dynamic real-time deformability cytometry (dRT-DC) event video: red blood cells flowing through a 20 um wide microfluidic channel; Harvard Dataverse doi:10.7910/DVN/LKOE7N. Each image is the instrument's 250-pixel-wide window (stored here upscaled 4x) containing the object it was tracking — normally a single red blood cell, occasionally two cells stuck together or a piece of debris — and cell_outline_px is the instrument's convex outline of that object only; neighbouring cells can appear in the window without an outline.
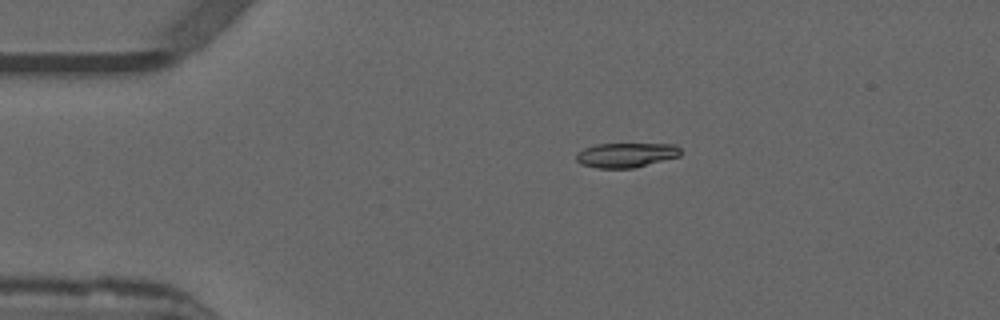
{"species": "common noctule bat (a hibernating species)", "species_latin": "Nyctalus noctula", "temperature_condition": "warm", "stored_images_in_passage": 37, "camera_frame_rate_fps": 3000, "um_per_image_px": 0.085, "animal": {"sex": "male", "forearm_length_mm": 52.5}, "frame": {"image": 1, "passage_image": 1, "time_ms": 0.0, "image_size_px": [1000, 320], "cell_outline_px": [[680, 156], [632, 168], [596, 168], [580, 164], [576, 160], [576, 152], [584, 148], [596, 144], [676, 144], [680, 148]], "centroid_in_image_um": [53.18, 13.17], "position_along_channel_um": 31.8, "area_um2": 14.97}}
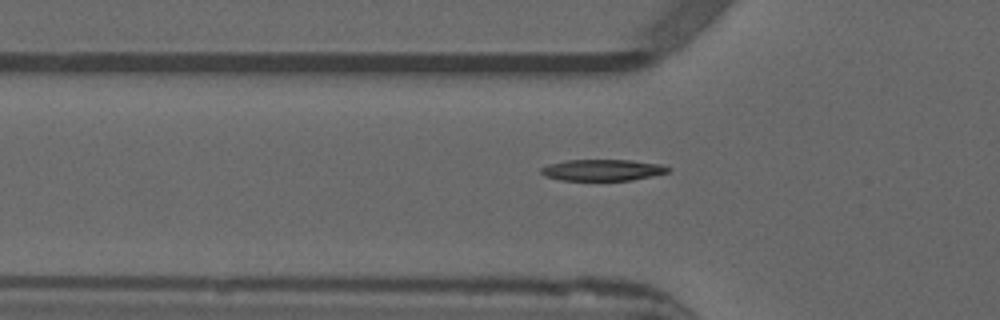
{"frame": {"image": 2, "passage_image": 8, "time_ms": 2.333, "image_size_px": [1000, 320], "cell_outline_px": [[672, 168], [668, 172], [652, 176], [632, 180], [560, 180], [544, 176], [540, 172], [540, 168], [548, 164], [568, 160], [632, 160], [660, 164]], "centroid_in_image_um": [51.2, 14.45], "position_along_channel_um": 74.6, "area_um2": 15.84}}
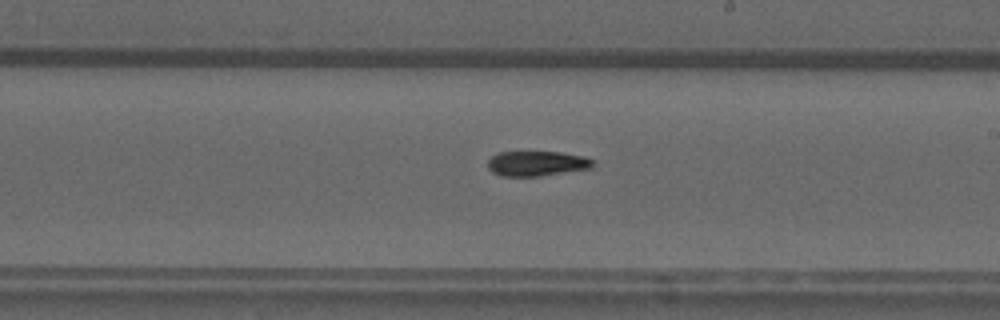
{"frame": {"image": 3, "passage_image": 21, "time_ms": 6.667, "image_size_px": [1000, 320], "cell_outline_px": [[596, 164], [592, 168], [540, 176], [500, 176], [492, 172], [488, 168], [488, 160], [492, 156], [500, 152], [560, 152], [584, 156], [592, 160]], "centroid_in_image_um": [45.64, 13.9], "position_along_channel_um": 243.4, "area_um2": 15.37}, "authors_computed_cell_mechanics": {"area_um2": 15.7216, "velocity_mm_per_s": 3.8853, "shape_relaxation_time_tau1_ms": 7.7874, "shape_relaxation_time_tau2_ms": null, "deformation_change_tau1": 0.2337, "deformation_change_tau2": null}}